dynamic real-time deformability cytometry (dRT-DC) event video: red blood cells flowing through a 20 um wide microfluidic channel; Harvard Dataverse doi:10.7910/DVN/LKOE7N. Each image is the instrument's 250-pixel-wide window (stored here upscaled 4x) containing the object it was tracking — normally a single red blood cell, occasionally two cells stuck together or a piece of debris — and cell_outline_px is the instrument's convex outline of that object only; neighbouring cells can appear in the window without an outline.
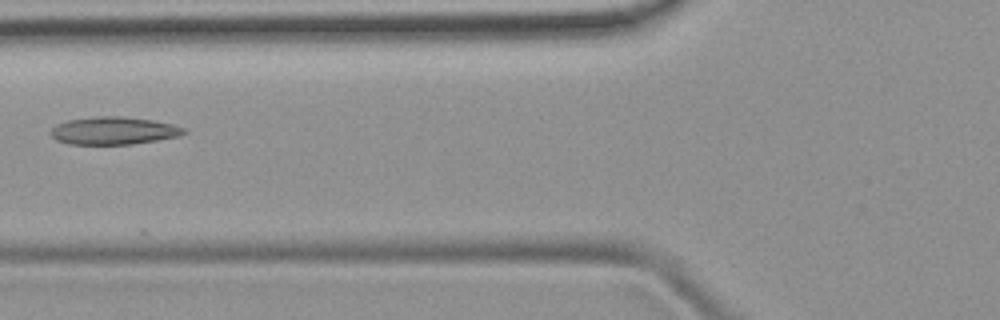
{"species": "common noctule bat (a hibernating species)", "species_latin": "Nyctalus noctula", "temperature_condition": "room temperature", "stored_images_in_passage": 3, "camera_frame_rate_fps": 3000, "um_per_image_px": 0.085, "animal": {"sex": "female", "body_mass_g": 19.9}, "frame": {"image": 1, "passage_image": 2, "time_ms": 1.333, "image_size_px": [1000, 320], "cell_outline_px": [[188, 132], [176, 136], [156, 140], [132, 144], [68, 144], [56, 140], [52, 136], [52, 128], [56, 124], [68, 120], [100, 116], [124, 116], [152, 120], [172, 124], [184, 128]], "centroid_in_image_um": [9.65, 11.1], "position_along_channel_um": 116.2, "area_um2": 21.27}}
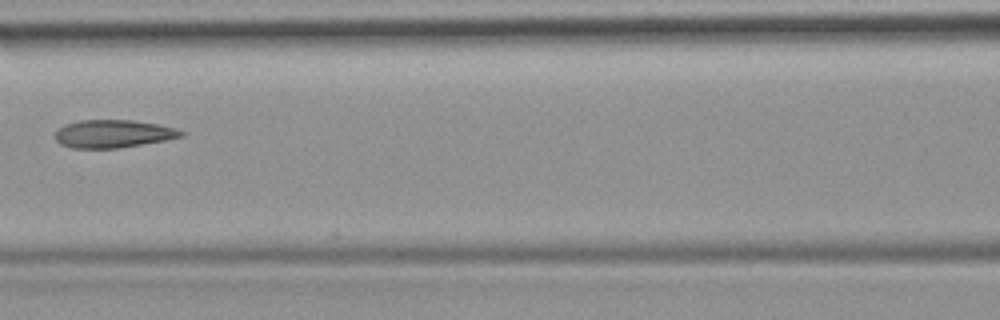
{"frame": {"image": 2, "passage_image": 3, "time_ms": 2.333, "image_size_px": [1000, 320], "cell_outline_px": [[184, 136], [164, 140], [120, 148], [72, 148], [60, 144], [56, 140], [56, 132], [64, 124], [80, 120], [132, 120], [156, 124], [176, 128], [184, 132]], "centroid_in_image_um": [9.61, 11.37], "position_along_channel_um": 157.0, "area_um2": 20.35}}